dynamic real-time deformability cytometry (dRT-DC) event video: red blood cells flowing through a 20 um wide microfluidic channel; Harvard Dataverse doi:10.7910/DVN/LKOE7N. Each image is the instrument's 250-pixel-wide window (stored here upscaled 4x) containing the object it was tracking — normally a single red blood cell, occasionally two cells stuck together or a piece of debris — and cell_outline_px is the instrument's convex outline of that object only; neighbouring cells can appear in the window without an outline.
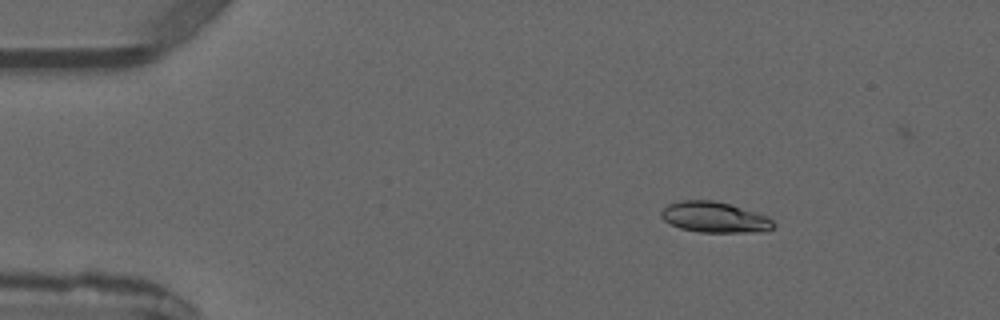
{"species": "common noctule bat (a hibernating species)", "species_latin": "Nyctalus noctula", "temperature_condition": "warm", "stored_images_in_passage": 5, "camera_frame_rate_fps": 3000, "um_per_image_px": 0.085, "animal": {"sex": "male", "forearm_length_mm": 52.5}, "frame": {"image": 1, "passage_image": 3, "time_ms": 2.667, "image_size_px": [1000, 320], "cell_outline_px": [[776, 224], [768, 232], [700, 232], [680, 228], [664, 220], [660, 216], [660, 212], [668, 204], [680, 200], [712, 200], [728, 204], [756, 212], [768, 216]], "centroid_in_image_um": [60.76, 18.47], "position_along_channel_um": 24.2, "area_um2": 20.11}}
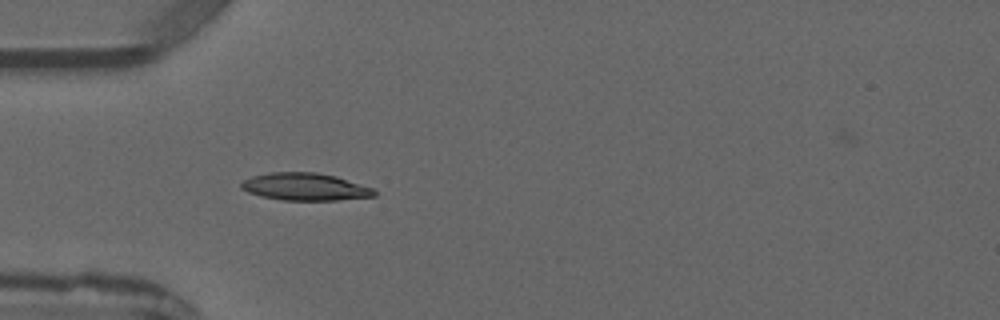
{"frame": {"image": 2, "passage_image": 5, "time_ms": 5.0, "image_size_px": [1000, 320], "cell_outline_px": [[376, 196], [336, 200], [284, 200], [260, 196], [248, 192], [240, 188], [240, 184], [244, 180], [252, 176], [268, 172], [316, 172], [336, 176], [372, 188], [376, 192]], "centroid_in_image_um": [25.9, 15.87], "position_along_channel_um": 59.1, "area_um2": 21.21}}